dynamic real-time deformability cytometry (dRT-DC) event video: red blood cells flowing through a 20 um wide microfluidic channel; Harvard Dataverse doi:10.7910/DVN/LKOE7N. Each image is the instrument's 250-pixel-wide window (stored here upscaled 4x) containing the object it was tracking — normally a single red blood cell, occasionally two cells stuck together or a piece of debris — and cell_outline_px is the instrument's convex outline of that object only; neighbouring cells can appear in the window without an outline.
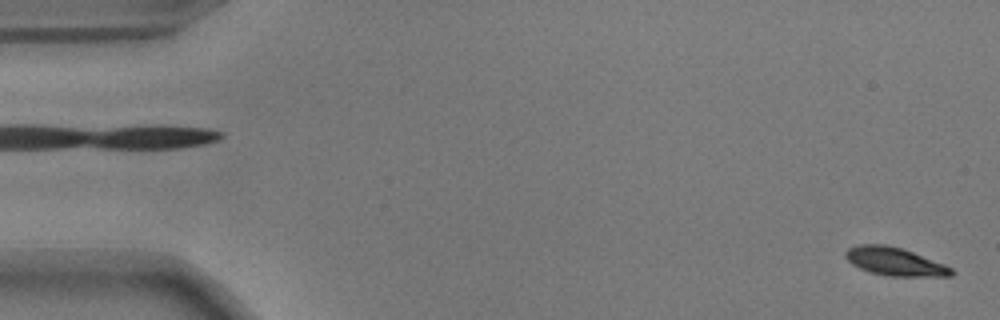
{"species": "common noctule bat (a hibernating species)", "species_latin": "Nyctalus noctula", "temperature_condition": "warm", "stored_images_in_passage": 16, "camera_frame_rate_fps": 3000, "um_per_image_px": 0.085, "animal": {"sex": "male", "body_mass_g": 17.9}, "frame": {"image": 1, "passage_image": 1, "time_ms": 0.0, "image_size_px": [1000, 320], "cell_outline_px": [[956, 272], [952, 276], [888, 276], [872, 272], [860, 268], [852, 264], [844, 256], [844, 252], [848, 248], [856, 244], [884, 244], [900, 248], [912, 252], [944, 264], [952, 268]], "centroid_in_image_um": [76.04, 22.23], "position_along_channel_um": 9.0, "area_um2": 17.28}}
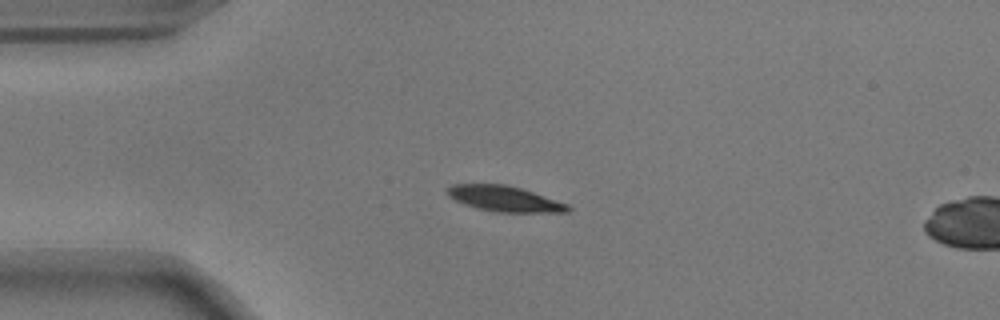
{"frame": {"image": 2, "passage_image": 13, "time_ms": 4.0, "image_size_px": [1000, 320], "cell_outline_px": [[572, 208], [568, 212], [496, 212], [476, 208], [464, 204], [448, 196], [448, 188], [452, 184], [504, 184], [520, 188], [568, 204]], "centroid_in_image_um": [42.88, 16.9], "position_along_channel_um": 42.1, "area_um2": 17.74}}